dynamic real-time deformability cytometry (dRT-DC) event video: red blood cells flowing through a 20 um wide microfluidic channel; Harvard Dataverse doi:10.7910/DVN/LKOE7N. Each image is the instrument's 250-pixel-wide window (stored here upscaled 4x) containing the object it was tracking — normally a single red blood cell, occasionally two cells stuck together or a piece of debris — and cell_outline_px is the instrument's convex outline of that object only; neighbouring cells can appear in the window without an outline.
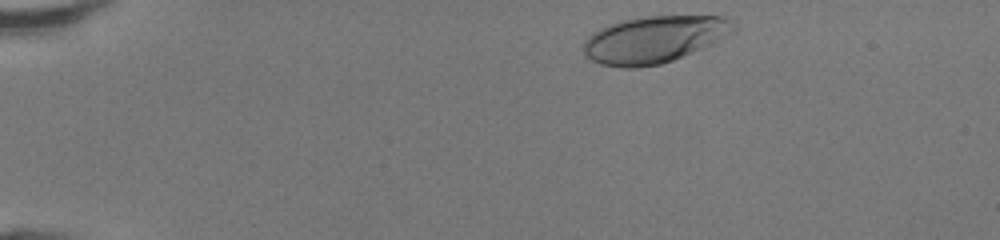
{"species": "human", "species_latin": "Homo sapiens", "temperature_condition": "room temperature", "stored_images_in_passage": 37, "camera_frame_rate_fps": 3000, "um_per_image_px": 0.085, "donor": {"sex": "female"}, "frame": {"image": 1, "passage_image": 1, "time_ms": 0.0, "image_size_px": [1000, 240], "cell_outline_px": [[736, 32], [692, 52], [672, 60], [660, 64], [640, 68], [624, 68], [600, 64], [592, 60], [580, 48], [584, 40], [592, 32], [608, 24], [620, 20], [648, 16], [724, 16], [736, 24]], "centroid_in_image_um": [55.58, 3.35], "position_along_channel_um": 29.4, "area_um2": 41.27}}
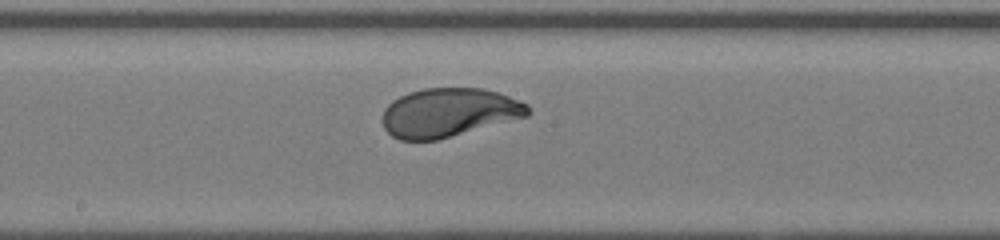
{"frame": {"image": 2, "passage_image": 20, "time_ms": 6.333, "image_size_px": [1000, 240], "cell_outline_px": [[532, 112], [528, 116], [436, 140], [400, 140], [392, 136], [384, 128], [380, 120], [384, 108], [392, 100], [408, 92], [424, 88], [480, 88], [496, 92], [520, 100], [528, 104]], "centroid_in_image_um": [38.12, 9.56], "position_along_channel_um": 210.1, "area_um2": 41.5}}
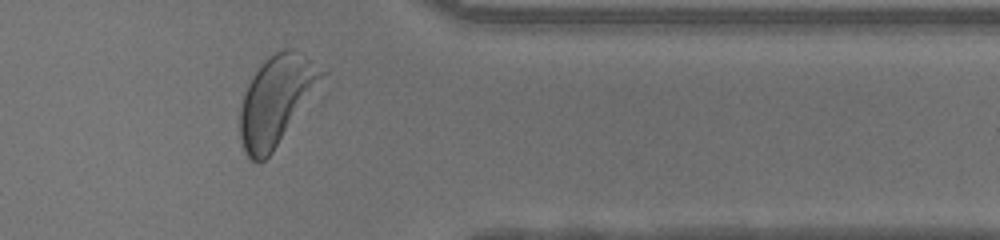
{"frame": {"image": 3, "passage_image": 33, "time_ms": 10.667, "image_size_px": [1000, 240], "cell_outline_px": [[328, 72], [272, 152], [260, 164], [252, 160], [244, 152], [240, 136], [240, 104], [248, 84], [252, 76], [276, 52], [284, 48], [292, 48]], "centroid_in_image_um": [23.46, 8.55], "position_along_channel_um": 387.9, "area_um2": 41.44}, "authors_computed_cell_mechanics": {"area_um2": 41.3848, "velocity_mm_per_s": 4.273, "shape_relaxation_time_tau1_ms": 2.7509, "shape_relaxation_time_tau2_ms": null, "deformation_change_tau1": 0.1766, "deformation_change_tau2": null}}